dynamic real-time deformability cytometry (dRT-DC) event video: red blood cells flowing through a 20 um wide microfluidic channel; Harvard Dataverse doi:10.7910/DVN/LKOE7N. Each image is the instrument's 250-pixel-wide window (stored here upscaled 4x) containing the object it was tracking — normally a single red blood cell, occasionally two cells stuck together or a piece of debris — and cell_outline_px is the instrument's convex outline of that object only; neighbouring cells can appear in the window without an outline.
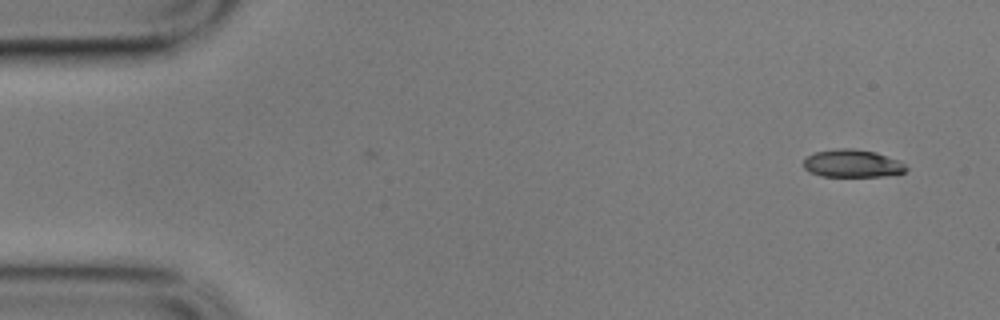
{"species": "common noctule bat (a hibernating species)", "species_latin": "Nyctalus noctula", "temperature_condition": "cold", "stored_images_in_passage": 2, "camera_frame_rate_fps": 3000, "um_per_image_px": 0.085, "animal": {"sex": "male", "body_mass_g": 17.9}, "frame": {"image": 1, "passage_image": 2, "time_ms": 0.333, "image_size_px": [1000, 320], "cell_outline_px": [[908, 168], [904, 172], [884, 176], [820, 176], [808, 172], [804, 168], [804, 160], [808, 156], [816, 152], [836, 148], [852, 148], [876, 152], [900, 160]], "centroid_in_image_um": [72.45, 13.89], "position_along_channel_um": 12.6, "area_um2": 16.65}}